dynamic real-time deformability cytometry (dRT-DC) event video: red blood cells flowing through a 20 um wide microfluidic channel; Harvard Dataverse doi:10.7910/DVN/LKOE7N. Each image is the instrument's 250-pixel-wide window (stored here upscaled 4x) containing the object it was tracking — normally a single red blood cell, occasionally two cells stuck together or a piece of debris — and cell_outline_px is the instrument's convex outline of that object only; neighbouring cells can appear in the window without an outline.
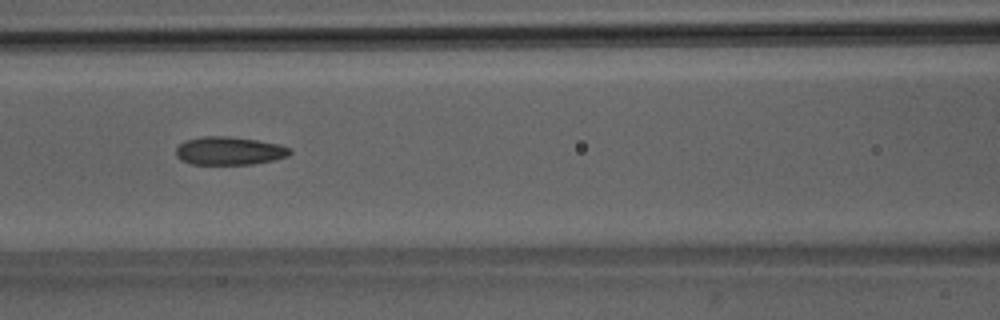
{"species": "Egyptian fruit bat (a non-hibernating species)", "species_latin": "Rousettus aegyptiacus", "temperature_condition": "room temperature", "stored_images_in_passage": 6, "camera_frame_rate_fps": 3000, "um_per_image_px": 0.085, "animal": {"sex": "male"}, "frame": {"image": 1, "passage_image": 6, "time_ms": 5.667, "image_size_px": [1000, 320], "cell_outline_px": [[292, 152], [288, 156], [272, 160], [252, 164], [192, 164], [180, 160], [176, 156], [176, 148], [184, 140], [204, 136], [228, 136], [256, 140], [280, 144], [292, 148]], "centroid_in_image_um": [19.49, 12.82], "position_along_channel_um": 147.1, "area_um2": 18.79}}